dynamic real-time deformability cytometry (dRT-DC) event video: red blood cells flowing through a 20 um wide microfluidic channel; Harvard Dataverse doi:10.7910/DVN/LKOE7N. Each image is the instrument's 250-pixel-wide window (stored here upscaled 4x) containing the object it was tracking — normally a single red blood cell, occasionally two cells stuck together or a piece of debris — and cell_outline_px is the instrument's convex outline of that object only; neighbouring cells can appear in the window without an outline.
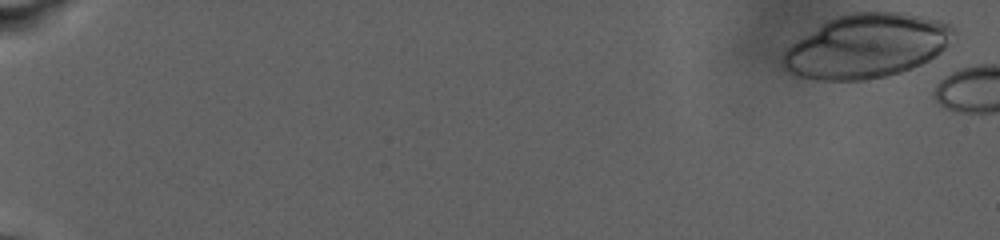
{"species": "human", "species_latin": "Homo sapiens", "temperature_condition": "warm", "stored_images_in_passage": 13, "camera_frame_rate_fps": 3000, "um_per_image_px": 0.085, "donor": {"sex": "male"}, "frame": {"image": 1, "passage_image": 1, "time_ms": 0.0, "image_size_px": [1000, 240], "cell_outline_px": [[956, 40], [936, 56], [912, 68], [888, 76], [864, 80], [816, 80], [800, 76], [788, 72], [784, 68], [780, 60], [784, 52], [792, 44], [828, 20], [836, 16], [852, 12], [904, 12], [940, 20], [952, 24], [956, 32]], "centroid_in_image_um": [73.74, 3.91], "position_along_channel_um": 11.3, "area_um2": 63.98}}